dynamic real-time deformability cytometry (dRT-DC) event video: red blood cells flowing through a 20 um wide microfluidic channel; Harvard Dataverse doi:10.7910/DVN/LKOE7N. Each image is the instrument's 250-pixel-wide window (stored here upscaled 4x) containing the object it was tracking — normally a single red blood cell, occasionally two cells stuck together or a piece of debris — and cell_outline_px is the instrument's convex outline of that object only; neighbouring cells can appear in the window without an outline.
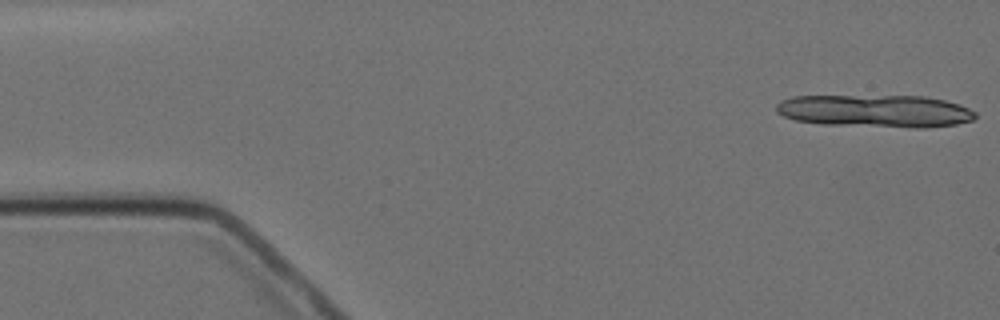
{"species": "Egyptian fruit bat (a non-hibernating species)", "species_latin": "Rousettus aegyptiacus", "temperature_condition": "cold", "stored_images_in_passage": 2, "camera_frame_rate_fps": 3000, "um_per_image_px": 0.085, "animal": {"sex": "female"}, "frame": {"image": 1, "passage_image": 1, "time_ms": 0.0, "image_size_px": [1000, 320], "cell_outline_px": [[976, 116], [972, 120], [956, 124], [928, 128], [912, 128], [824, 124], [796, 120], [784, 116], [776, 112], [776, 104], [780, 100], [792, 96], [924, 96], [944, 100], [960, 104], [976, 112]], "centroid_in_image_um": [74.41, 9.44], "position_along_channel_um": 10.6, "area_um2": 37.97}}